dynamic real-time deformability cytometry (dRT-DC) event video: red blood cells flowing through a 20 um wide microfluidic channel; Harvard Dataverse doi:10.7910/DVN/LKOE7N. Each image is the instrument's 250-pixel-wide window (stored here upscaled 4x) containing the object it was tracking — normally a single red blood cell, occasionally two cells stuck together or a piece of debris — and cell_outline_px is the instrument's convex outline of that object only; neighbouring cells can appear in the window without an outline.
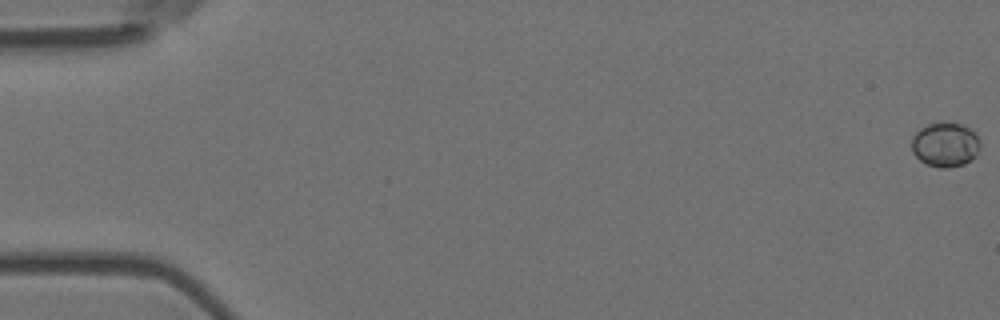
{"species": "Egyptian fruit bat (a non-hibernating species)", "species_latin": "Rousettus aegyptiacus", "temperature_condition": "room temperature", "stored_images_in_passage": 11, "camera_frame_rate_fps": 3000, "um_per_image_px": 0.085, "animal": {"sex": "female"}, "frame": {"image": 1, "passage_image": 1, "time_ms": 0.0, "image_size_px": [1000, 320], "cell_outline_px": [[980, 148], [976, 156], [972, 160], [964, 164], [952, 168], [940, 168], [928, 164], [920, 160], [912, 152], [912, 136], [920, 128], [928, 124], [944, 120], [964, 124], [976, 132], [980, 140]], "centroid_in_image_um": [80.38, 12.26], "position_along_channel_um": 4.6, "area_um2": 18.38}}